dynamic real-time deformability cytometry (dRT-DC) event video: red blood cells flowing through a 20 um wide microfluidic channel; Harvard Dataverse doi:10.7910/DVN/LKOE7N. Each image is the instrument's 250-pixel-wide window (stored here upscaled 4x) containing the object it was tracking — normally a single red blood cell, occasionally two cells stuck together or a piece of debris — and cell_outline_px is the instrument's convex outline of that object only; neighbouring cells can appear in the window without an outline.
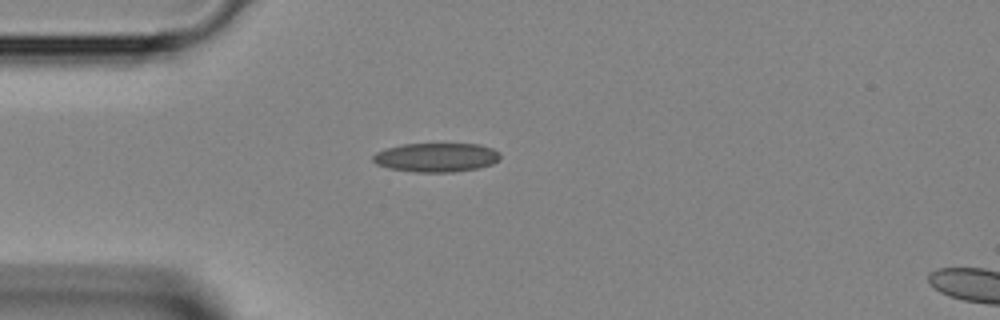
{"species": "Egyptian fruit bat (a non-hibernating species)", "species_latin": "Rousettus aegyptiacus", "temperature_condition": "room temperature", "stored_images_in_passage": 28, "camera_frame_rate_fps": 3000, "um_per_image_px": 0.085, "animal": {"sex": "female"}, "frame": {"image": 1, "passage_image": 1, "time_ms": 0.0, "image_size_px": [1000, 320], "cell_outline_px": [[500, 160], [492, 164], [480, 168], [452, 172], [416, 172], [392, 168], [376, 164], [372, 160], [372, 156], [376, 152], [384, 148], [404, 144], [480, 144], [492, 148], [500, 152]], "centroid_in_image_um": [37.11, 13.37], "position_along_channel_um": 47.9, "area_um2": 21.62}}
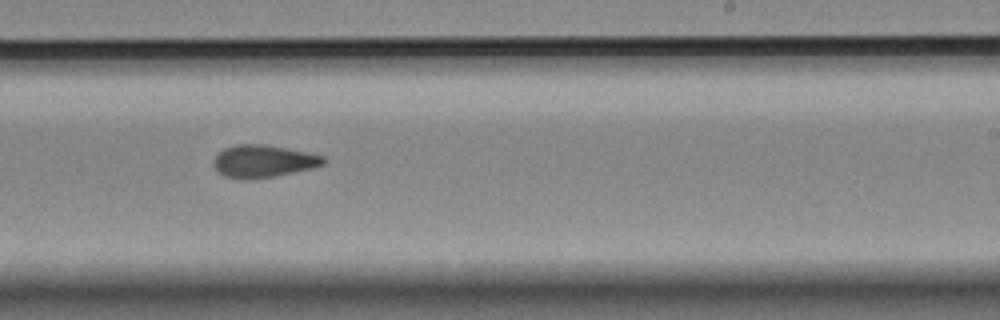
{"frame": {"image": 2, "passage_image": 16, "time_ms": 5.0, "image_size_px": [1000, 320], "cell_outline_px": [[328, 160], [324, 164], [312, 168], [276, 176], [224, 176], [212, 164], [212, 160], [224, 148], [236, 144], [264, 144], [308, 152], [324, 156]], "centroid_in_image_um": [22.44, 13.65], "position_along_channel_um": 266.6, "area_um2": 20.11}}
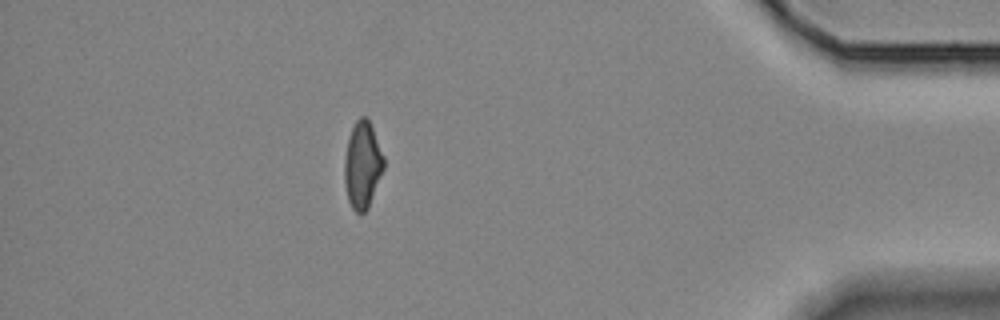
{"frame": {"image": 3, "passage_image": 28, "time_ms": 9.0, "image_size_px": [1000, 320], "cell_outline_px": [[384, 168], [368, 208], [364, 212], [356, 212], [352, 208], [348, 200], [344, 184], [344, 160], [348, 140], [352, 128], [356, 120], [360, 116], [364, 116], [368, 120], [372, 128], [384, 156]], "centroid_in_image_um": [30.8, 14.04], "position_along_channel_um": 404.4, "area_um2": 19.71}}